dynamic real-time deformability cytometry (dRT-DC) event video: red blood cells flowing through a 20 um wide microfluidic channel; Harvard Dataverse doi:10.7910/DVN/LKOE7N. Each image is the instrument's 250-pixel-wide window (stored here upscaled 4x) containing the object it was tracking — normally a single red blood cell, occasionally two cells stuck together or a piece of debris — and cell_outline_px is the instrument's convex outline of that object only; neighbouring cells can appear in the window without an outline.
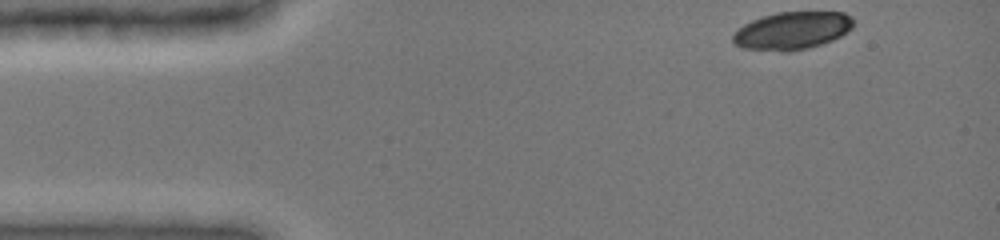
{"species": "common noctule bat (a hibernating species)", "species_latin": "Nyctalus noctula", "temperature_condition": "cold", "stored_images_in_passage": 44, "camera_frame_rate_fps": 3000, "um_per_image_px": 0.085, "animal": {"sex": "female", "body_mass_g": 19.0, "forearm_length_mm": 51.5}, "frame": {"image": 1, "passage_image": 1, "time_ms": 0.0, "image_size_px": [1000, 240], "cell_outline_px": [[852, 28], [840, 36], [832, 40], [808, 48], [788, 52], [784, 52], [744, 48], [736, 44], [732, 40], [732, 36], [744, 24], [752, 20], [776, 12], [844, 12], [852, 16]], "centroid_in_image_um": [67.34, 2.6], "position_along_channel_um": 17.7, "area_um2": 26.3}}
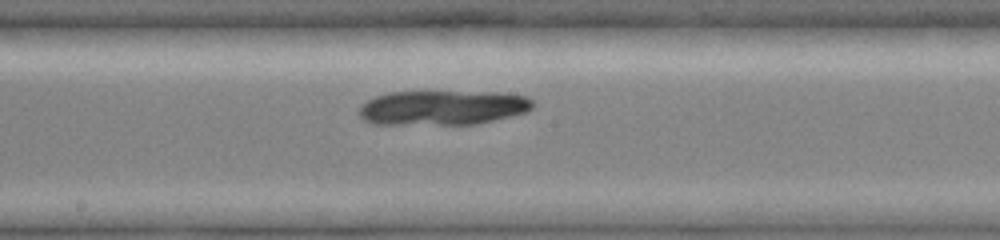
{"frame": {"image": 2, "passage_image": 24, "time_ms": 7.0, "image_size_px": [1000, 240], "cell_outline_px": [[532, 108], [524, 112], [512, 116], [476, 124], [368, 124], [360, 116], [360, 108], [368, 100], [376, 96], [388, 92], [496, 92], [528, 96], [532, 100]], "centroid_in_image_um": [37.62, 9.15], "position_along_channel_um": 210.6, "area_um2": 34.97}}
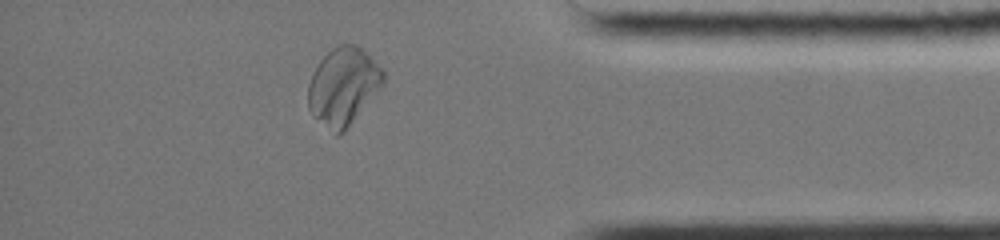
{"frame": {"image": 3, "passage_image": 41, "time_ms": 12.333, "image_size_px": [1000, 240], "cell_outline_px": [[384, 84], [344, 132], [336, 136], [308, 108], [308, 84], [312, 72], [320, 60], [332, 48], [340, 44], [356, 44], [384, 68]], "centroid_in_image_um": [29.19, 7.31], "position_along_channel_um": 406.0, "area_um2": 33.81}}